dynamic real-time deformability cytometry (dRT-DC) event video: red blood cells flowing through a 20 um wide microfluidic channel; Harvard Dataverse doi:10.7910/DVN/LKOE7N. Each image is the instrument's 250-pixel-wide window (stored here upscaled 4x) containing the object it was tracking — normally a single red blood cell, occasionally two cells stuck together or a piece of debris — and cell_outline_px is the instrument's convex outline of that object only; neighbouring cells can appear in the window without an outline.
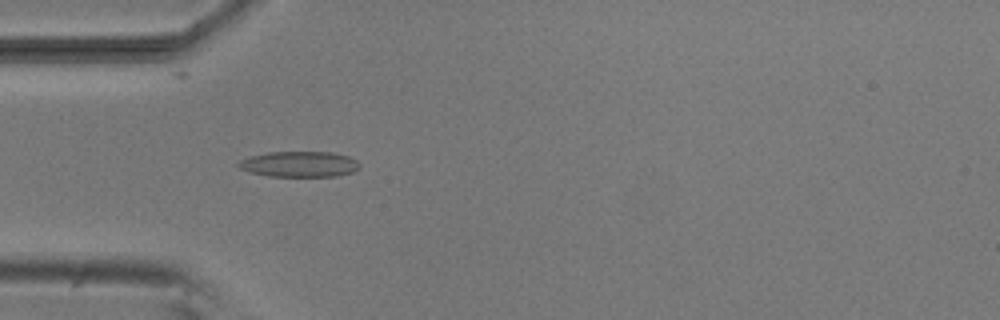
{"species": "common noctule bat (a hibernating species)", "species_latin": "Nyctalus noctula", "temperature_condition": "room temperature", "stored_images_in_passage": 5, "camera_frame_rate_fps": 3000, "um_per_image_px": 0.085, "animal": {"sex": "male", "body_mass_g": 20.5, "forearm_length_mm": 52.5}, "frame": {"image": 1, "passage_image": 2, "time_ms": 0.333, "image_size_px": [1000, 320], "cell_outline_px": [[360, 168], [352, 172], [336, 176], [268, 176], [248, 172], [240, 168], [236, 164], [240, 160], [248, 156], [268, 152], [332, 152], [348, 156], [356, 160], [360, 164]], "centroid_in_image_um": [25.42, 13.95], "position_along_channel_um": 59.6, "area_um2": 18.21}}
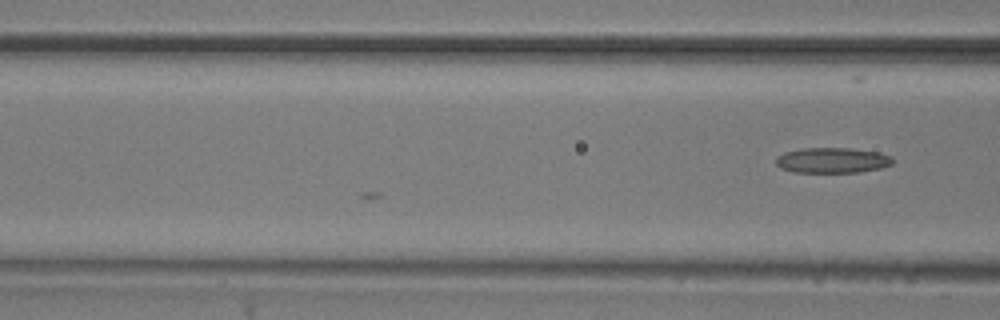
{"frame": {"image": 2, "passage_image": 5, "time_ms": 1.333, "image_size_px": [1000, 320], "cell_outline_px": [[892, 164], [880, 168], [860, 172], [792, 172], [780, 168], [776, 164], [776, 156], [784, 152], [804, 148], [848, 148], [880, 152], [892, 156]], "centroid_in_image_um": [70.73, 13.62], "position_along_channel_um": 95.9, "area_um2": 17.34}}